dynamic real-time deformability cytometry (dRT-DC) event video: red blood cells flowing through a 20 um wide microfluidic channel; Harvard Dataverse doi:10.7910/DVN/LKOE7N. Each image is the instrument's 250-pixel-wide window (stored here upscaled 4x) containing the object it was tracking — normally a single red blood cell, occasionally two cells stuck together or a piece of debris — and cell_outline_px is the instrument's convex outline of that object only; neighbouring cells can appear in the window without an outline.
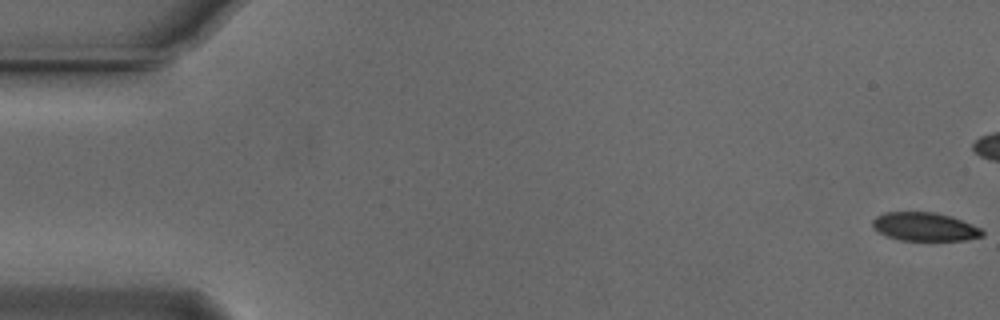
{"species": "Egyptian fruit bat (a non-hibernating species)", "species_latin": "Rousettus aegyptiacus", "temperature_condition": "cold", "stored_images_in_passage": 44, "camera_frame_rate_fps": 3000, "um_per_image_px": 0.085, "animal": {"sex": "male"}, "frame": {"image": 1, "passage_image": 1, "time_ms": 0.0, "image_size_px": [1000, 320], "cell_outline_px": [[984, 236], [968, 240], [900, 240], [888, 236], [872, 228], [872, 220], [876, 216], [884, 212], [936, 212], [952, 216], [972, 224], [980, 228], [984, 232]], "centroid_in_image_um": [78.61, 19.26], "position_along_channel_um": 6.4, "area_um2": 18.32}}
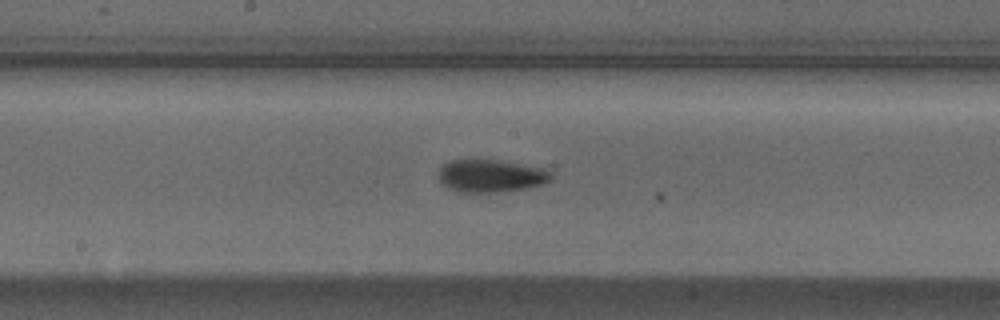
{"frame": {"image": 2, "passage_image": 29, "time_ms": 9.333, "image_size_px": [1000, 320], "cell_outline_px": [[552, 180], [544, 184], [528, 188], [496, 192], [460, 192], [448, 188], [440, 180], [440, 168], [444, 164], [452, 160], [500, 160], [544, 168], [552, 172]], "centroid_in_image_um": [41.79, 14.95], "position_along_channel_um": 206.4, "area_um2": 21.39}}
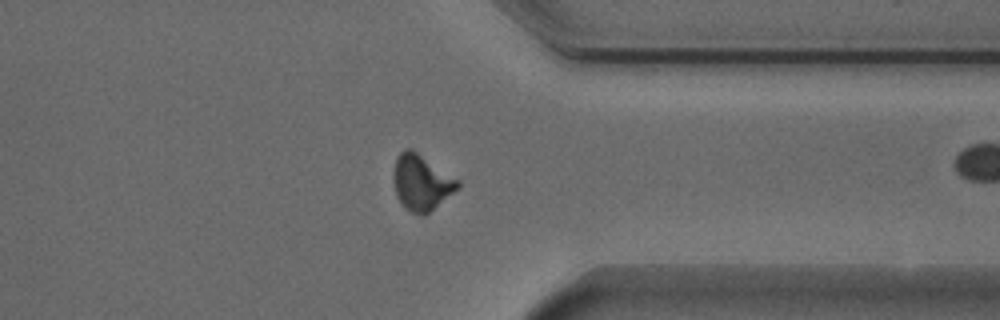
{"frame": {"image": 3, "passage_image": 43, "time_ms": 14.0, "image_size_px": [1000, 320], "cell_outline_px": [[460, 188], [424, 216], [420, 216], [404, 208], [396, 196], [392, 180], [392, 172], [396, 156], [404, 148], [412, 148], [460, 180]], "centroid_in_image_um": [35.8, 15.5], "position_along_channel_um": 375.6, "area_um2": 21.44}}